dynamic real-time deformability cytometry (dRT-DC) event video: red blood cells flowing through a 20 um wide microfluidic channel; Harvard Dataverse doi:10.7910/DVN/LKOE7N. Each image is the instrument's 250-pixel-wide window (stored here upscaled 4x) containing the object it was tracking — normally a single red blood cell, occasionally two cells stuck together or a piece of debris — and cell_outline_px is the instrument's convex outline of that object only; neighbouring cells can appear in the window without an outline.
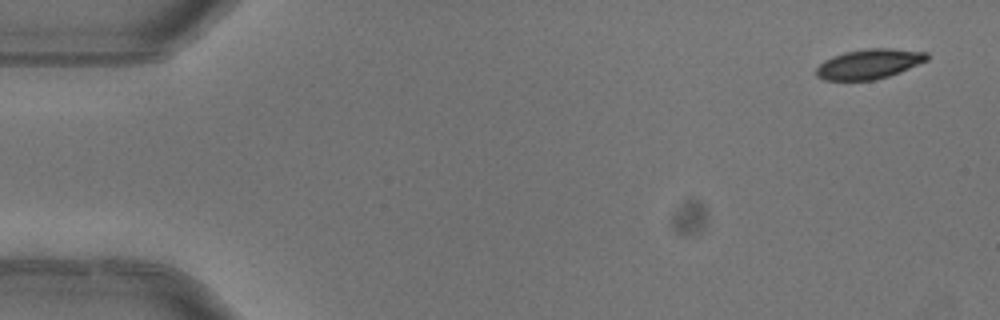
{"species": "common noctule bat (a hibernating species)", "species_latin": "Nyctalus noctula", "temperature_condition": "warm", "stored_images_in_passage": 7, "camera_frame_rate_fps": 3000, "um_per_image_px": 0.085, "animal": {"sex": "female"}, "frame": {"image": 1, "passage_image": 1, "time_ms": 0.0, "image_size_px": [1000, 320], "cell_outline_px": [[928, 60], [900, 72], [888, 76], [872, 80], [824, 80], [816, 76], [816, 68], [824, 60], [832, 56], [844, 52], [868, 48], [888, 48], [928, 52]], "centroid_in_image_um": [73.86, 5.43], "position_along_channel_um": 11.1, "area_um2": 19.25}}
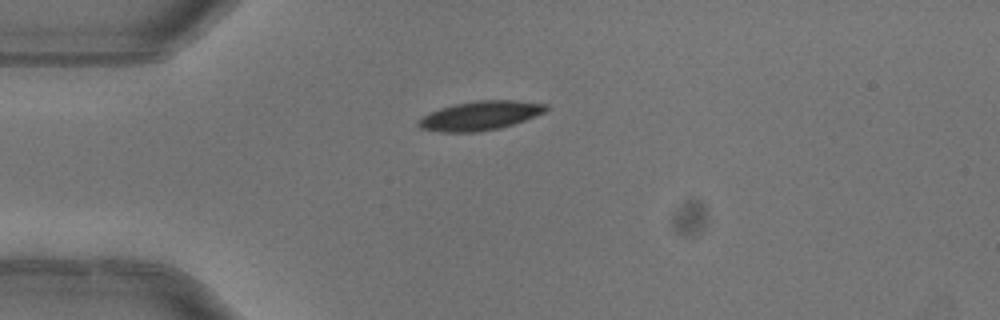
{"frame": {"image": 2, "passage_image": 4, "time_ms": 1.0, "image_size_px": [1000, 320], "cell_outline_px": [[548, 108], [544, 112], [524, 120], [500, 128], [476, 132], [440, 132], [420, 128], [416, 124], [416, 120], [440, 108], [456, 104], [476, 100], [516, 100], [548, 104]], "centroid_in_image_um": [40.8, 9.83], "position_along_channel_um": 44.2, "area_um2": 21.5}}